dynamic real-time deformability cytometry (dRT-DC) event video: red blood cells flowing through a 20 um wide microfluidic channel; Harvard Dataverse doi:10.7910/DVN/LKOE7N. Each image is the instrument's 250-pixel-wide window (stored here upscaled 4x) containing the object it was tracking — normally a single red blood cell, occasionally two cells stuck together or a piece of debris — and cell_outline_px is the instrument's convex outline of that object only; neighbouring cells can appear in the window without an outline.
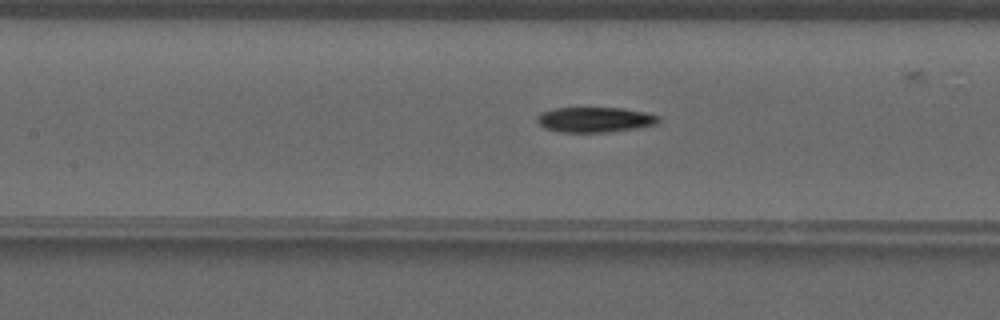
{"species": "common noctule bat (a hibernating species)", "species_latin": "Nyctalus noctula", "temperature_condition": "warm", "stored_images_in_passage": 31, "camera_frame_rate_fps": 3000, "um_per_image_px": 0.085, "animal": {"sex": "male", "forearm_length_mm": 52.5}, "frame": {"image": 1, "passage_image": 20, "time_ms": 6.333, "image_size_px": [1000, 320], "cell_outline_px": [[660, 124], [640, 128], [608, 132], [560, 132], [544, 128], [536, 120], [536, 116], [540, 112], [552, 108], [620, 108], [644, 112], [660, 116]], "centroid_in_image_um": [50.58, 10.17], "position_along_channel_um": 156.8, "area_um2": 18.09}}
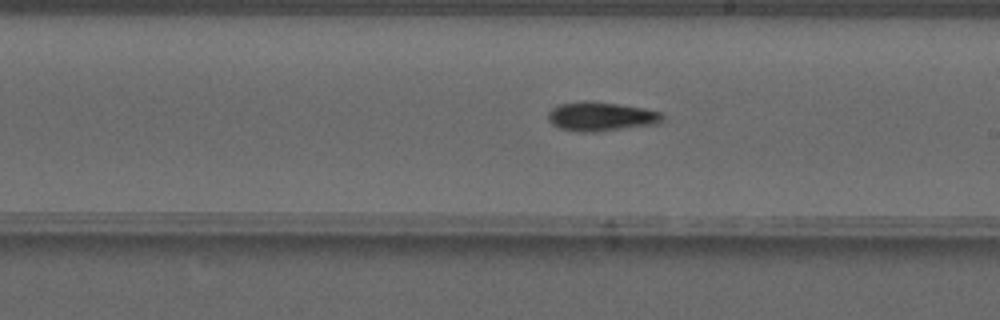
{"frame": {"image": 2, "passage_image": 26, "time_ms": 8.333, "image_size_px": [1000, 320], "cell_outline_px": [[664, 116], [656, 124], [592, 132], [580, 132], [560, 128], [552, 124], [548, 120], [548, 112], [552, 108], [560, 104], [580, 100], [584, 100], [620, 104], [644, 108], [660, 112]], "centroid_in_image_um": [51.04, 9.89], "position_along_channel_um": 238.0, "area_um2": 19.31}}
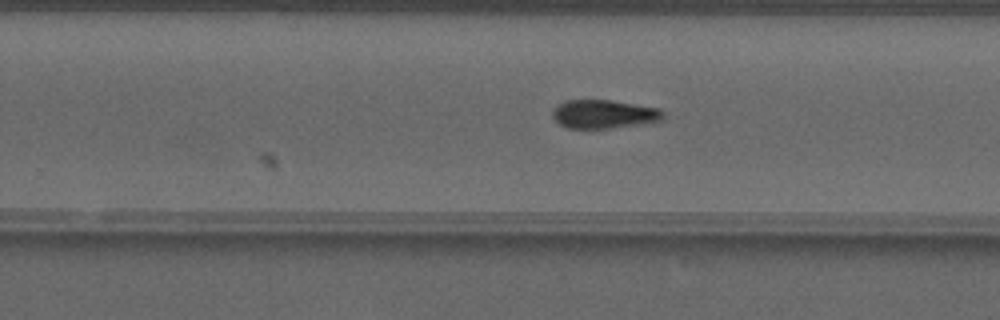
{"frame": {"image": 3, "passage_image": 29, "time_ms": 9.333, "image_size_px": [1000, 320], "cell_outline_px": [[664, 116], [660, 120], [640, 124], [612, 128], [568, 128], [560, 124], [552, 116], [552, 112], [556, 104], [564, 100], [608, 100], [660, 108], [664, 112]], "centroid_in_image_um": [51.3, 9.69], "position_along_channel_um": 278.5, "area_um2": 18.38}}